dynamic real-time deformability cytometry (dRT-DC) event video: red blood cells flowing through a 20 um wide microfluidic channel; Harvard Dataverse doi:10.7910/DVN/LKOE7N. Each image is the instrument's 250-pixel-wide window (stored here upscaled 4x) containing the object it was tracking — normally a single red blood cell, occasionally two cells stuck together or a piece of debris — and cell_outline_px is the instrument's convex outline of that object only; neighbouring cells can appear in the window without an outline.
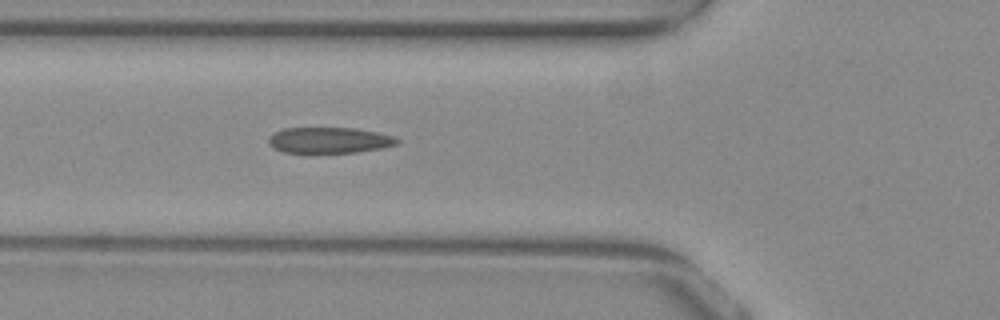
{"species": "common noctule bat (a hibernating species)", "species_latin": "Nyctalus noctula", "temperature_condition": "warm", "stored_images_in_passage": 22, "camera_frame_rate_fps": 3000, "um_per_image_px": 0.085, "animal": {"sex": "female", "body_mass_g": 29.2, "forearm_length_mm": 56.3}, "frame": {"image": 1, "passage_image": 3, "time_ms": 0.667, "image_size_px": [1000, 320], "cell_outline_px": [[400, 140], [396, 144], [380, 148], [356, 152], [284, 152], [272, 148], [268, 144], [268, 136], [284, 128], [356, 128], [376, 132], [392, 136]], "centroid_in_image_um": [27.94, 11.91], "position_along_channel_um": 97.9, "area_um2": 19.19}}
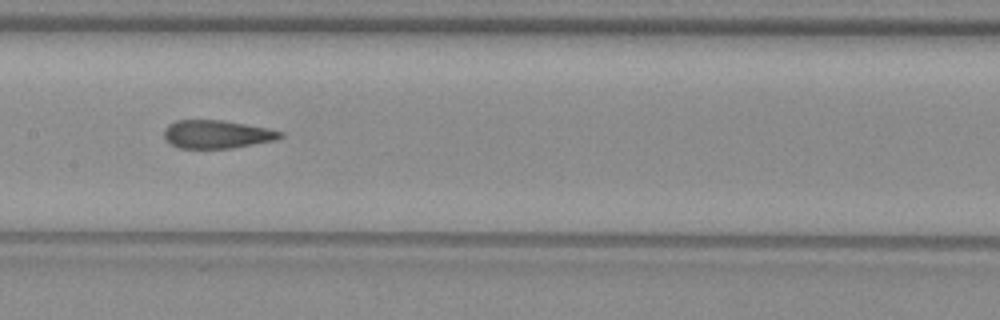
{"frame": {"image": 2, "passage_image": 10, "time_ms": 3.0, "image_size_px": [1000, 320], "cell_outline_px": [[284, 136], [276, 140], [232, 148], [180, 148], [164, 140], [164, 128], [168, 124], [176, 120], [224, 120], [268, 128], [284, 132]], "centroid_in_image_um": [18.44, 11.4], "position_along_channel_um": 189.0, "area_um2": 19.25}}
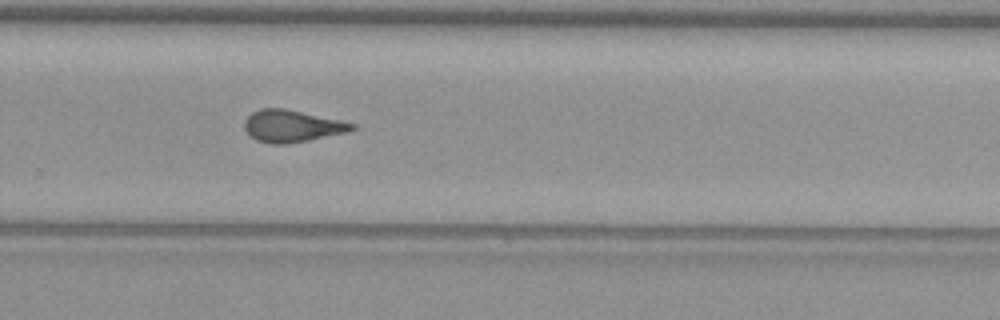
{"frame": {"image": 3, "passage_image": 19, "time_ms": 6.0, "image_size_px": [1000, 320], "cell_outline_px": [[356, 128], [348, 132], [288, 144], [268, 144], [256, 140], [244, 128], [244, 120], [252, 112], [260, 108], [284, 108], [340, 120], [356, 124]], "centroid_in_image_um": [24.8, 10.71], "position_along_channel_um": 305.0, "area_um2": 20.06}}